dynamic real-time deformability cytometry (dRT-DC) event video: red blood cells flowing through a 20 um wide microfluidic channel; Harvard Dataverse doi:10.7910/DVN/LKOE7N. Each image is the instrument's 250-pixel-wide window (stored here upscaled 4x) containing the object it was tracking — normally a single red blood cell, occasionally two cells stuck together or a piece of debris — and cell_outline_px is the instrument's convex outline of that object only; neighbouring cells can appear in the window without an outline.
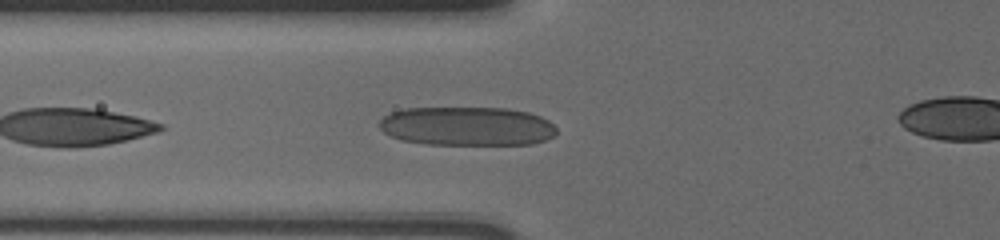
{"species": "human", "species_latin": "Homo sapiens", "temperature_condition": "cold", "stored_images_in_passage": 25, "camera_frame_rate_fps": 3000, "um_per_image_px": 0.085, "donor": {"sex": "male"}, "frame": {"image": 1, "passage_image": 3, "time_ms": 0.667, "image_size_px": [1000, 240], "cell_outline_px": [[556, 132], [552, 136], [544, 140], [532, 144], [424, 144], [404, 140], [392, 136], [384, 132], [380, 128], [380, 120], [384, 116], [392, 112], [404, 108], [508, 108], [528, 112], [540, 116], [548, 120], [556, 128]], "centroid_in_image_um": [39.7, 10.72], "position_along_channel_um": 86.1, "area_um2": 40.06}}
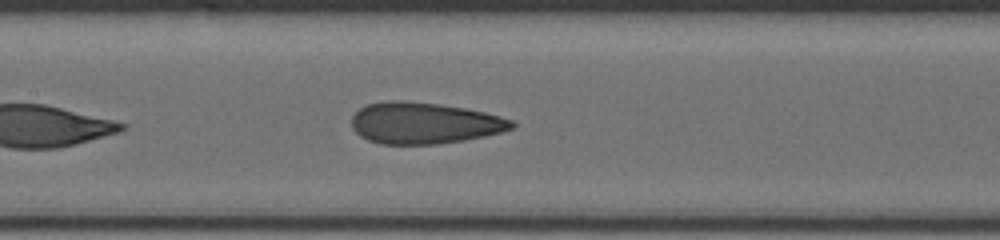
{"frame": {"image": 2, "passage_image": 10, "time_ms": 3.0, "image_size_px": [1000, 240], "cell_outline_px": [[516, 124], [512, 128], [500, 132], [484, 136], [464, 140], [436, 144], [380, 144], [368, 140], [360, 136], [352, 128], [352, 116], [360, 108], [368, 104], [388, 100], [404, 100], [440, 104], [464, 108], [484, 112], [500, 116], [512, 120]], "centroid_in_image_um": [36.03, 10.46], "position_along_channel_um": 171.4, "area_um2": 38.61}}
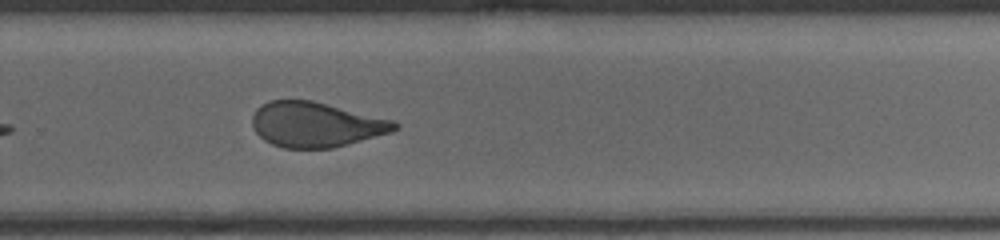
{"frame": {"image": 3, "passage_image": 21, "time_ms": 6.667, "image_size_px": [1000, 240], "cell_outline_px": [[400, 128], [392, 132], [332, 148], [284, 148], [272, 144], [264, 140], [256, 132], [252, 124], [252, 116], [256, 108], [268, 100], [312, 100], [392, 120], [400, 124]], "centroid_in_image_um": [26.83, 10.58], "position_along_channel_um": 303.0, "area_um2": 37.28}}